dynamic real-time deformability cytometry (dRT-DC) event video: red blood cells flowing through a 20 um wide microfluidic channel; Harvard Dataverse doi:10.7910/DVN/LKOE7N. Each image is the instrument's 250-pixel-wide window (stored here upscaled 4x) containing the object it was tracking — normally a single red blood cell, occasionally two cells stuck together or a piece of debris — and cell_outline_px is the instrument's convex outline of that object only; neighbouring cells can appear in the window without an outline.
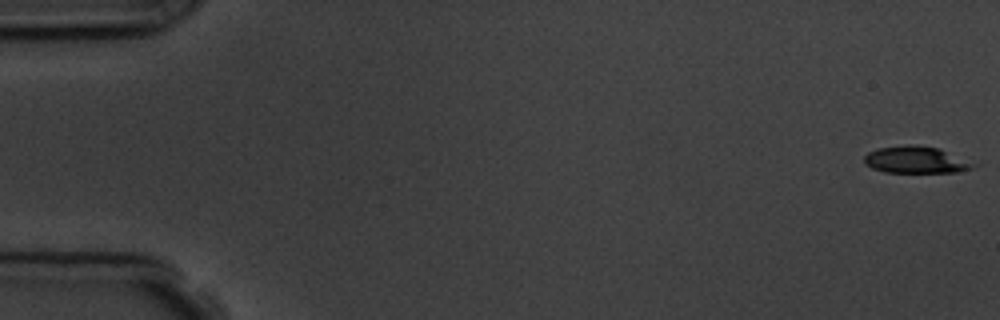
{"species": "common noctule bat (a hibernating species)", "species_latin": "Nyctalus noctula", "temperature_condition": "room temperature", "stored_images_in_passage": 4, "camera_frame_rate_fps": 3000, "um_per_image_px": 0.085, "animal": {"sex": "male", "body_mass_g": 19.5, "forearm_length_mm": 54.6}, "frame": {"image": 1, "passage_image": 1, "time_ms": 0.0, "image_size_px": [1000, 320], "cell_outline_px": [[980, 164], [976, 168], [956, 172], [884, 172], [872, 168], [864, 164], [864, 156], [868, 152], [876, 148], [908, 144], [912, 144], [940, 148]], "centroid_in_image_um": [77.9, 13.58], "position_along_channel_um": 7.1, "area_um2": 17.51}}